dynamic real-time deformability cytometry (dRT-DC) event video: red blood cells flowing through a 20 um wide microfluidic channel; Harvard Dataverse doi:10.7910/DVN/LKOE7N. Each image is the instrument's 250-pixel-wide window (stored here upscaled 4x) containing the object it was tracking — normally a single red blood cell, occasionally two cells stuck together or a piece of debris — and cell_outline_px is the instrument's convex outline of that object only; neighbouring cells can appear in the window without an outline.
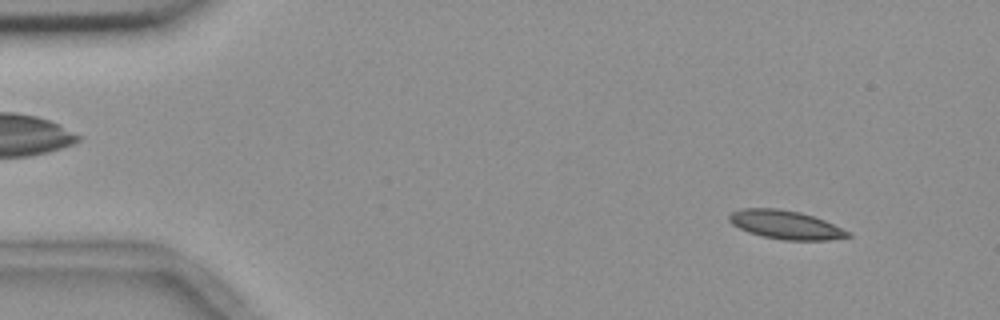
{"species": "common noctule bat (a hibernating species)", "species_latin": "Nyctalus noctula", "temperature_condition": "room temperature", "stored_images_in_passage": 21, "camera_frame_rate_fps": 3000, "um_per_image_px": 0.085, "animal": {"sex": "female", "body_mass_g": 18.4}, "frame": {"image": 1, "passage_image": 5, "time_ms": 1.333, "image_size_px": [1000, 320], "cell_outline_px": [[852, 236], [828, 240], [784, 240], [764, 236], [748, 232], [732, 224], [728, 220], [728, 216], [732, 212], [740, 208], [780, 208], [800, 212], [824, 220], [848, 232]], "centroid_in_image_um": [66.73, 19.09], "position_along_channel_um": 18.3, "area_um2": 19.59}}
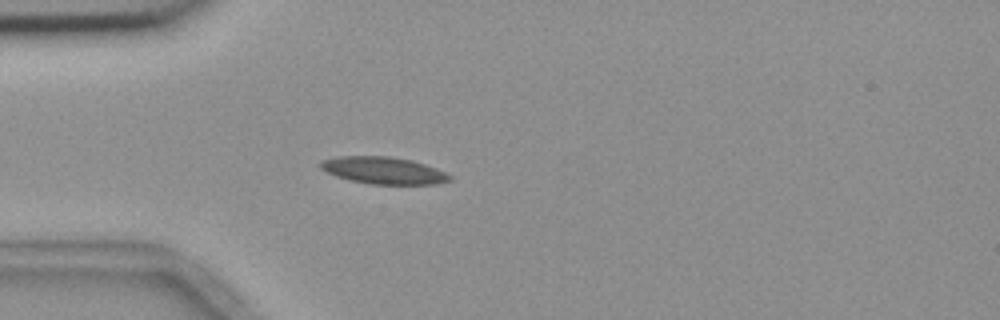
{"frame": {"image": 2, "passage_image": 15, "time_ms": 4.667, "image_size_px": [1000, 320], "cell_outline_px": [[452, 180], [436, 184], [372, 184], [348, 180], [336, 176], [320, 168], [320, 160], [336, 156], [388, 156], [412, 160], [436, 168], [452, 176]], "centroid_in_image_um": [32.58, 14.48], "position_along_channel_um": 52.4, "area_um2": 20.4}}
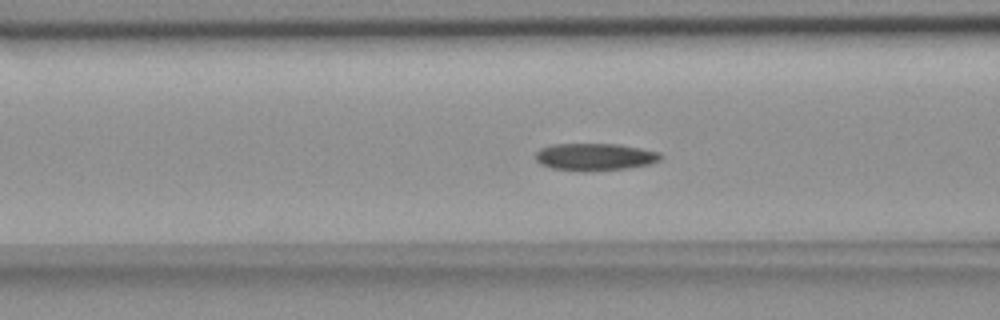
{"frame": {"image": 3, "passage_image": 21, "time_ms": 6.667, "image_size_px": [1000, 320], "cell_outline_px": [[664, 156], [660, 160], [648, 164], [628, 168], [584, 172], [580, 172], [552, 168], [540, 164], [536, 160], [536, 152], [540, 148], [552, 144], [620, 144], [660, 152]], "centroid_in_image_um": [50.56, 13.34], "position_along_channel_um": 116.0, "area_um2": 20.11}}